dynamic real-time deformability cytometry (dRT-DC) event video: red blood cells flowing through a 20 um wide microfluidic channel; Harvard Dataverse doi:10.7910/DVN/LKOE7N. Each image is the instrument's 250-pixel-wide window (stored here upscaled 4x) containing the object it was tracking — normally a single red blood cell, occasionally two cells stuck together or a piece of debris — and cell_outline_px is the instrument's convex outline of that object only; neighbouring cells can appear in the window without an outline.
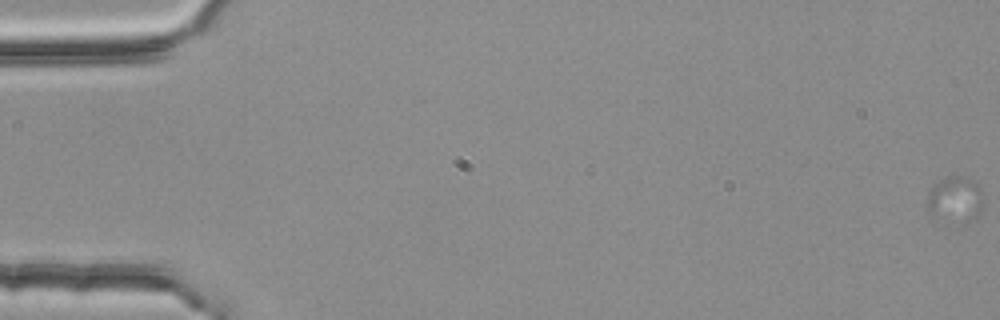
{"species": "common noctule bat (a hibernating species)", "species_latin": "Nyctalus noctula", "temperature_condition": "room temperature", "stored_images_in_passage": 26, "camera_frame_rate_fps": 3000, "um_per_image_px": 0.085, "animal": {"sex": "female", "body_mass_g": 25.1}, "frame": {"image": 1, "passage_image": 1, "time_ms": 0.0, "image_size_px": [1000, 320], "cell_outline_px": [[984, 208], [980, 216], [964, 224], [936, 220], [932, 216], [928, 208], [928, 192], [936, 180], [952, 172], [964, 176], [972, 180], [984, 192]], "centroid_in_image_um": [81.23, 16.95], "position_along_channel_um": 3.8, "area_um2": 16.3}}
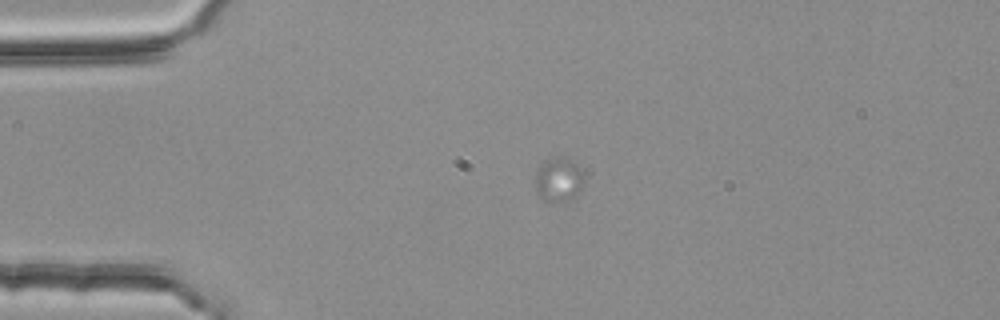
{"frame": {"image": 2, "passage_image": 15, "time_ms": 4.667, "image_size_px": [1000, 320], "cell_outline_px": [[584, 184], [576, 196], [548, 200], [544, 200], [540, 196], [536, 188], [536, 172], [540, 164], [544, 160], [556, 156], [560, 156], [580, 164], [584, 172]], "centroid_in_image_um": [47.52, 15.17], "position_along_channel_um": 37.5, "area_um2": 12.37}}